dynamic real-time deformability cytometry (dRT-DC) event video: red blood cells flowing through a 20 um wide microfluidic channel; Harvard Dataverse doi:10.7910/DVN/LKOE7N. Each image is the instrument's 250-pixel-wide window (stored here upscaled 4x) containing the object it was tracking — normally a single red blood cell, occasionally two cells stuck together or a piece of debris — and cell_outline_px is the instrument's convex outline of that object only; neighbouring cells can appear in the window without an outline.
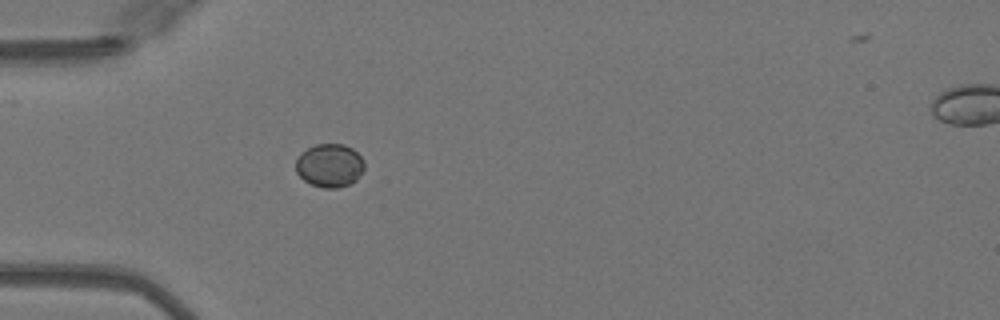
{"species": "Egyptian fruit bat (a non-hibernating species)", "species_latin": "Rousettus aegyptiacus", "temperature_condition": "warm", "stored_images_in_passage": 35, "camera_frame_rate_fps": 3000, "um_per_image_px": 0.085, "animal": {"sex": "female"}, "frame": {"image": 1, "passage_image": 1, "time_ms": 0.0, "image_size_px": [1000, 320], "cell_outline_px": [[364, 168], [356, 180], [348, 184], [336, 188], [324, 188], [312, 184], [304, 180], [296, 172], [296, 160], [300, 152], [316, 144], [344, 144], [352, 148], [364, 160]], "centroid_in_image_um": [28.01, 14.05], "position_along_channel_um": 57.0, "area_um2": 17.28}}
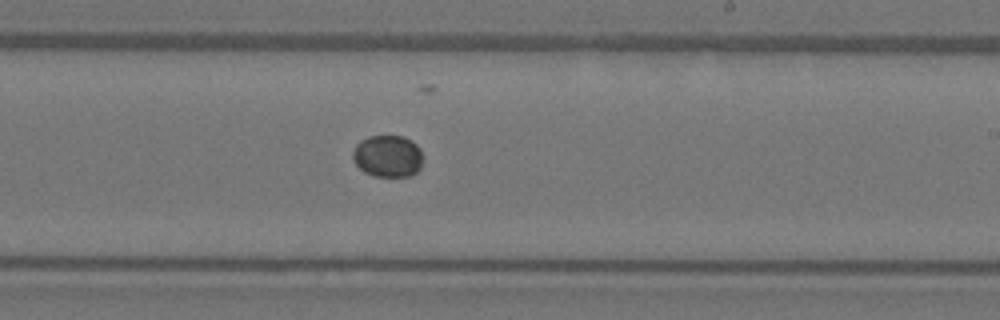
{"frame": {"image": 2, "passage_image": 16, "time_ms": 5.0, "image_size_px": [1000, 320], "cell_outline_px": [[420, 168], [416, 172], [408, 176], [376, 176], [364, 172], [356, 164], [352, 156], [352, 152], [356, 144], [360, 140], [368, 136], [404, 136], [412, 140], [420, 148]], "centroid_in_image_um": [32.93, 13.25], "position_along_channel_um": 256.1, "area_um2": 17.05}}
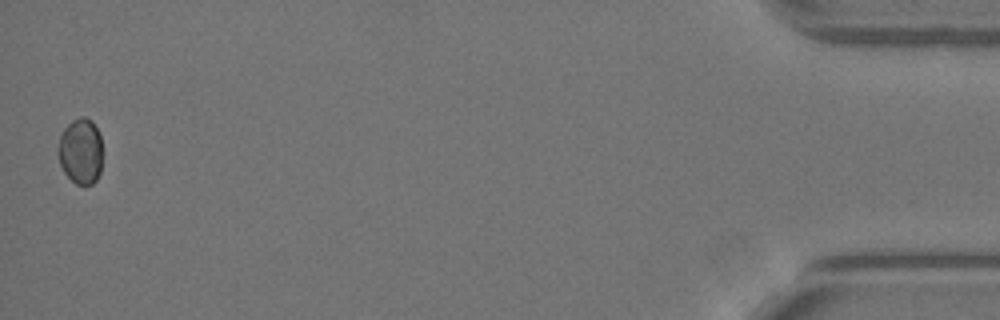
{"frame": {"image": 3, "passage_image": 35, "time_ms": 11.333, "image_size_px": [1000, 320], "cell_outline_px": [[100, 172], [96, 180], [92, 184], [76, 184], [64, 172], [60, 164], [56, 152], [60, 136], [64, 128], [72, 120], [80, 116], [84, 116], [92, 120], [100, 132]], "centroid_in_image_um": [6.82, 12.82], "position_along_channel_um": 428.4, "area_um2": 17.05}}